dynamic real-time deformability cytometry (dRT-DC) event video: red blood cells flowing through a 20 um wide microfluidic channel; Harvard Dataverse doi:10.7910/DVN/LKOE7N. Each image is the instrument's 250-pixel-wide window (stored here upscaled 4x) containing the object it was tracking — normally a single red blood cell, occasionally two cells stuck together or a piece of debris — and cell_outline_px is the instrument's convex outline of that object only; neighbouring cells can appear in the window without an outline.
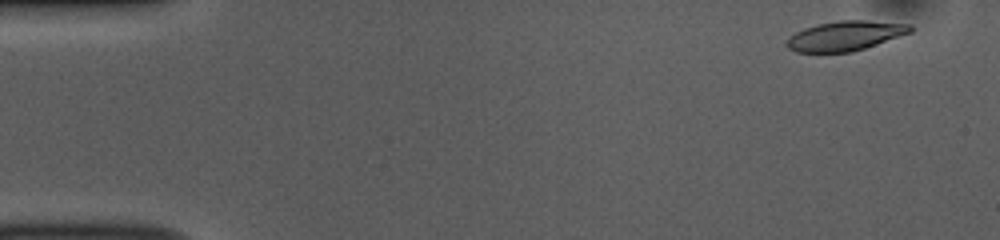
{"species": "common noctule bat (a hibernating species)", "species_latin": "Nyctalus noctula", "temperature_condition": "room temperature", "stored_images_in_passage": 47, "camera_frame_rate_fps": 3000, "um_per_image_px": 0.085, "animal": {"sex": "female", "body_mass_g": 10.0, "forearm_length_mm": 53.1}, "frame": {"image": 1, "passage_image": 2, "time_ms": 0.333, "image_size_px": [1000, 240], "cell_outline_px": [[912, 32], [852, 52], [796, 52], [788, 48], [784, 40], [788, 36], [804, 28], [816, 24], [840, 20], [868, 20], [912, 24]], "centroid_in_image_um": [71.82, 3.03], "position_along_channel_um": 13.2, "area_um2": 21.5}}
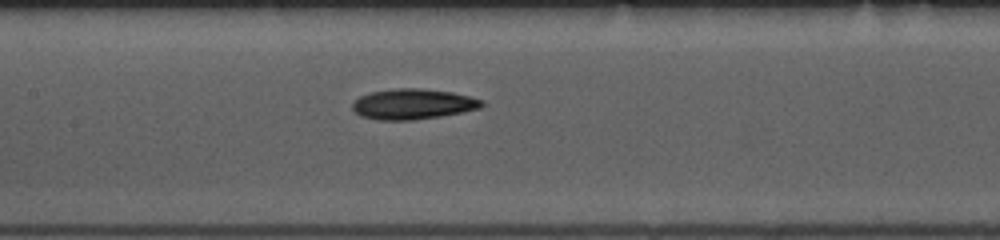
{"frame": {"image": 2, "passage_image": 23, "time_ms": 7.333, "image_size_px": [1000, 240], "cell_outline_px": [[484, 104], [480, 108], [440, 116], [412, 120], [376, 120], [360, 116], [352, 108], [352, 104], [360, 96], [372, 92], [396, 88], [420, 88], [452, 92], [484, 100]], "centroid_in_image_um": [35.09, 8.85], "position_along_channel_um": 172.3, "area_um2": 22.83}}
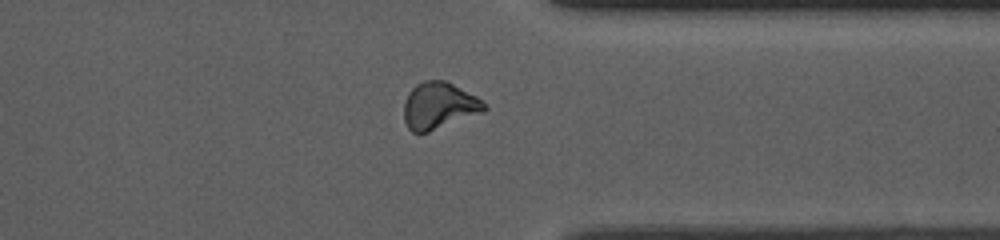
{"frame": {"image": 3, "passage_image": 39, "time_ms": 12.667, "image_size_px": [1000, 240], "cell_outline_px": [[488, 108], [484, 112], [428, 132], [412, 132], [408, 128], [404, 120], [404, 100], [408, 92], [416, 84], [424, 80], [444, 80], [476, 96]], "centroid_in_image_um": [37.29, 8.98], "position_along_channel_um": 374.1, "area_um2": 21.79}}